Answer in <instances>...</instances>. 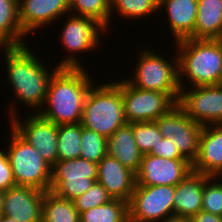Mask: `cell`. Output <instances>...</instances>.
Here are the masks:
<instances>
[{
    "instance_id": "obj_9",
    "label": "cell",
    "mask_w": 222,
    "mask_h": 222,
    "mask_svg": "<svg viewBox=\"0 0 222 222\" xmlns=\"http://www.w3.org/2000/svg\"><path fill=\"white\" fill-rule=\"evenodd\" d=\"M175 186L136 184L128 202V222H162L174 215Z\"/></svg>"
},
{
    "instance_id": "obj_22",
    "label": "cell",
    "mask_w": 222,
    "mask_h": 222,
    "mask_svg": "<svg viewBox=\"0 0 222 222\" xmlns=\"http://www.w3.org/2000/svg\"><path fill=\"white\" fill-rule=\"evenodd\" d=\"M191 39H222V0H198Z\"/></svg>"
},
{
    "instance_id": "obj_24",
    "label": "cell",
    "mask_w": 222,
    "mask_h": 222,
    "mask_svg": "<svg viewBox=\"0 0 222 222\" xmlns=\"http://www.w3.org/2000/svg\"><path fill=\"white\" fill-rule=\"evenodd\" d=\"M42 222H80L79 212L72 200L46 191L42 202Z\"/></svg>"
},
{
    "instance_id": "obj_3",
    "label": "cell",
    "mask_w": 222,
    "mask_h": 222,
    "mask_svg": "<svg viewBox=\"0 0 222 222\" xmlns=\"http://www.w3.org/2000/svg\"><path fill=\"white\" fill-rule=\"evenodd\" d=\"M175 44L180 88L219 84L222 76V39L188 38ZM185 79L189 83H183Z\"/></svg>"
},
{
    "instance_id": "obj_5",
    "label": "cell",
    "mask_w": 222,
    "mask_h": 222,
    "mask_svg": "<svg viewBox=\"0 0 222 222\" xmlns=\"http://www.w3.org/2000/svg\"><path fill=\"white\" fill-rule=\"evenodd\" d=\"M159 54L149 47L141 49L139 54L137 53L139 56L134 66V76L130 75L125 80L135 88L167 93L177 103L181 89L177 53L174 52V59L170 57L169 60Z\"/></svg>"
},
{
    "instance_id": "obj_32",
    "label": "cell",
    "mask_w": 222,
    "mask_h": 222,
    "mask_svg": "<svg viewBox=\"0 0 222 222\" xmlns=\"http://www.w3.org/2000/svg\"><path fill=\"white\" fill-rule=\"evenodd\" d=\"M202 211L222 216V181L213 176L204 183Z\"/></svg>"
},
{
    "instance_id": "obj_29",
    "label": "cell",
    "mask_w": 222,
    "mask_h": 222,
    "mask_svg": "<svg viewBox=\"0 0 222 222\" xmlns=\"http://www.w3.org/2000/svg\"><path fill=\"white\" fill-rule=\"evenodd\" d=\"M106 155L107 138L81 125L80 157L98 164Z\"/></svg>"
},
{
    "instance_id": "obj_37",
    "label": "cell",
    "mask_w": 222,
    "mask_h": 222,
    "mask_svg": "<svg viewBox=\"0 0 222 222\" xmlns=\"http://www.w3.org/2000/svg\"><path fill=\"white\" fill-rule=\"evenodd\" d=\"M3 200H4V192L0 190V217L3 213Z\"/></svg>"
},
{
    "instance_id": "obj_30",
    "label": "cell",
    "mask_w": 222,
    "mask_h": 222,
    "mask_svg": "<svg viewBox=\"0 0 222 222\" xmlns=\"http://www.w3.org/2000/svg\"><path fill=\"white\" fill-rule=\"evenodd\" d=\"M133 136L137 148L143 155L149 154L164 138L155 121L133 123Z\"/></svg>"
},
{
    "instance_id": "obj_12",
    "label": "cell",
    "mask_w": 222,
    "mask_h": 222,
    "mask_svg": "<svg viewBox=\"0 0 222 222\" xmlns=\"http://www.w3.org/2000/svg\"><path fill=\"white\" fill-rule=\"evenodd\" d=\"M164 138H172L181 156L191 164L198 155L199 137L203 126L194 122L176 104L155 121Z\"/></svg>"
},
{
    "instance_id": "obj_21",
    "label": "cell",
    "mask_w": 222,
    "mask_h": 222,
    "mask_svg": "<svg viewBox=\"0 0 222 222\" xmlns=\"http://www.w3.org/2000/svg\"><path fill=\"white\" fill-rule=\"evenodd\" d=\"M107 155L117 159L133 173H138L143 154L137 148L133 136V123L118 128L107 138Z\"/></svg>"
},
{
    "instance_id": "obj_34",
    "label": "cell",
    "mask_w": 222,
    "mask_h": 222,
    "mask_svg": "<svg viewBox=\"0 0 222 222\" xmlns=\"http://www.w3.org/2000/svg\"><path fill=\"white\" fill-rule=\"evenodd\" d=\"M150 155L168 158V159H184L179 153L177 146L172 141V138H163L157 146H154Z\"/></svg>"
},
{
    "instance_id": "obj_14",
    "label": "cell",
    "mask_w": 222,
    "mask_h": 222,
    "mask_svg": "<svg viewBox=\"0 0 222 222\" xmlns=\"http://www.w3.org/2000/svg\"><path fill=\"white\" fill-rule=\"evenodd\" d=\"M192 171V164L186 159H168L144 154L136 174V184L176 186Z\"/></svg>"
},
{
    "instance_id": "obj_1",
    "label": "cell",
    "mask_w": 222,
    "mask_h": 222,
    "mask_svg": "<svg viewBox=\"0 0 222 222\" xmlns=\"http://www.w3.org/2000/svg\"><path fill=\"white\" fill-rule=\"evenodd\" d=\"M3 49L7 84L12 88L15 100L38 113L46 99L49 81L60 67L45 66L27 44Z\"/></svg>"
},
{
    "instance_id": "obj_31",
    "label": "cell",
    "mask_w": 222,
    "mask_h": 222,
    "mask_svg": "<svg viewBox=\"0 0 222 222\" xmlns=\"http://www.w3.org/2000/svg\"><path fill=\"white\" fill-rule=\"evenodd\" d=\"M113 200L107 190L97 181L84 194L73 199L77 211L80 213L90 210L91 208L106 204Z\"/></svg>"
},
{
    "instance_id": "obj_39",
    "label": "cell",
    "mask_w": 222,
    "mask_h": 222,
    "mask_svg": "<svg viewBox=\"0 0 222 222\" xmlns=\"http://www.w3.org/2000/svg\"><path fill=\"white\" fill-rule=\"evenodd\" d=\"M217 180H222V168L213 176Z\"/></svg>"
},
{
    "instance_id": "obj_10",
    "label": "cell",
    "mask_w": 222,
    "mask_h": 222,
    "mask_svg": "<svg viewBox=\"0 0 222 222\" xmlns=\"http://www.w3.org/2000/svg\"><path fill=\"white\" fill-rule=\"evenodd\" d=\"M17 104H9L10 126L52 167L58 160L57 142L58 125L43 118L38 113H32L26 118H21L16 111ZM25 119L24 121H21Z\"/></svg>"
},
{
    "instance_id": "obj_13",
    "label": "cell",
    "mask_w": 222,
    "mask_h": 222,
    "mask_svg": "<svg viewBox=\"0 0 222 222\" xmlns=\"http://www.w3.org/2000/svg\"><path fill=\"white\" fill-rule=\"evenodd\" d=\"M177 104L202 126L222 123V87L219 85L181 88Z\"/></svg>"
},
{
    "instance_id": "obj_16",
    "label": "cell",
    "mask_w": 222,
    "mask_h": 222,
    "mask_svg": "<svg viewBox=\"0 0 222 222\" xmlns=\"http://www.w3.org/2000/svg\"><path fill=\"white\" fill-rule=\"evenodd\" d=\"M44 191L29 186H14L4 192L3 213L16 222H42Z\"/></svg>"
},
{
    "instance_id": "obj_35",
    "label": "cell",
    "mask_w": 222,
    "mask_h": 222,
    "mask_svg": "<svg viewBox=\"0 0 222 222\" xmlns=\"http://www.w3.org/2000/svg\"><path fill=\"white\" fill-rule=\"evenodd\" d=\"M192 222H222V216L208 213L205 211H199L197 214L191 217Z\"/></svg>"
},
{
    "instance_id": "obj_26",
    "label": "cell",
    "mask_w": 222,
    "mask_h": 222,
    "mask_svg": "<svg viewBox=\"0 0 222 222\" xmlns=\"http://www.w3.org/2000/svg\"><path fill=\"white\" fill-rule=\"evenodd\" d=\"M114 12L122 18L133 21L145 16L149 18L153 13L161 11H159V0H110V23L114 18Z\"/></svg>"
},
{
    "instance_id": "obj_19",
    "label": "cell",
    "mask_w": 222,
    "mask_h": 222,
    "mask_svg": "<svg viewBox=\"0 0 222 222\" xmlns=\"http://www.w3.org/2000/svg\"><path fill=\"white\" fill-rule=\"evenodd\" d=\"M198 0H159V11H164L167 25L175 42L188 39L194 33ZM165 8V10H164Z\"/></svg>"
},
{
    "instance_id": "obj_23",
    "label": "cell",
    "mask_w": 222,
    "mask_h": 222,
    "mask_svg": "<svg viewBox=\"0 0 222 222\" xmlns=\"http://www.w3.org/2000/svg\"><path fill=\"white\" fill-rule=\"evenodd\" d=\"M19 22L18 0H0V49L27 44Z\"/></svg>"
},
{
    "instance_id": "obj_38",
    "label": "cell",
    "mask_w": 222,
    "mask_h": 222,
    "mask_svg": "<svg viewBox=\"0 0 222 222\" xmlns=\"http://www.w3.org/2000/svg\"><path fill=\"white\" fill-rule=\"evenodd\" d=\"M0 222H16V221L12 218L7 217V216H1Z\"/></svg>"
},
{
    "instance_id": "obj_2",
    "label": "cell",
    "mask_w": 222,
    "mask_h": 222,
    "mask_svg": "<svg viewBox=\"0 0 222 222\" xmlns=\"http://www.w3.org/2000/svg\"><path fill=\"white\" fill-rule=\"evenodd\" d=\"M86 70L85 67L59 68L49 81L38 114L56 125L81 123L85 98L94 85Z\"/></svg>"
},
{
    "instance_id": "obj_25",
    "label": "cell",
    "mask_w": 222,
    "mask_h": 222,
    "mask_svg": "<svg viewBox=\"0 0 222 222\" xmlns=\"http://www.w3.org/2000/svg\"><path fill=\"white\" fill-rule=\"evenodd\" d=\"M80 222H128V203L120 199L79 214Z\"/></svg>"
},
{
    "instance_id": "obj_4",
    "label": "cell",
    "mask_w": 222,
    "mask_h": 222,
    "mask_svg": "<svg viewBox=\"0 0 222 222\" xmlns=\"http://www.w3.org/2000/svg\"><path fill=\"white\" fill-rule=\"evenodd\" d=\"M94 84L84 101L81 125L109 138L127 124L121 92V80ZM94 86V87H93Z\"/></svg>"
},
{
    "instance_id": "obj_7",
    "label": "cell",
    "mask_w": 222,
    "mask_h": 222,
    "mask_svg": "<svg viewBox=\"0 0 222 222\" xmlns=\"http://www.w3.org/2000/svg\"><path fill=\"white\" fill-rule=\"evenodd\" d=\"M66 16H68L67 20L60 31V43L68 56L63 57V61L61 59L58 66L60 68H84V65L81 64L83 62H80V58L77 56L82 55L81 52L94 51V48L100 46L101 33L104 35L107 29L90 17L70 13Z\"/></svg>"
},
{
    "instance_id": "obj_28",
    "label": "cell",
    "mask_w": 222,
    "mask_h": 222,
    "mask_svg": "<svg viewBox=\"0 0 222 222\" xmlns=\"http://www.w3.org/2000/svg\"><path fill=\"white\" fill-rule=\"evenodd\" d=\"M73 12V13H72ZM69 13L90 17L110 30V0H70Z\"/></svg>"
},
{
    "instance_id": "obj_8",
    "label": "cell",
    "mask_w": 222,
    "mask_h": 222,
    "mask_svg": "<svg viewBox=\"0 0 222 222\" xmlns=\"http://www.w3.org/2000/svg\"><path fill=\"white\" fill-rule=\"evenodd\" d=\"M97 180V163L84 158L58 160L51 168L49 191L73 200L87 192Z\"/></svg>"
},
{
    "instance_id": "obj_17",
    "label": "cell",
    "mask_w": 222,
    "mask_h": 222,
    "mask_svg": "<svg viewBox=\"0 0 222 222\" xmlns=\"http://www.w3.org/2000/svg\"><path fill=\"white\" fill-rule=\"evenodd\" d=\"M97 182L113 199L130 201L136 186V174L123 166L117 159L104 156L97 164Z\"/></svg>"
},
{
    "instance_id": "obj_33",
    "label": "cell",
    "mask_w": 222,
    "mask_h": 222,
    "mask_svg": "<svg viewBox=\"0 0 222 222\" xmlns=\"http://www.w3.org/2000/svg\"><path fill=\"white\" fill-rule=\"evenodd\" d=\"M14 186L16 183L8 154L6 150L0 149V190L5 192Z\"/></svg>"
},
{
    "instance_id": "obj_36",
    "label": "cell",
    "mask_w": 222,
    "mask_h": 222,
    "mask_svg": "<svg viewBox=\"0 0 222 222\" xmlns=\"http://www.w3.org/2000/svg\"><path fill=\"white\" fill-rule=\"evenodd\" d=\"M162 222H192V221H191V218L173 215V216L166 218Z\"/></svg>"
},
{
    "instance_id": "obj_20",
    "label": "cell",
    "mask_w": 222,
    "mask_h": 222,
    "mask_svg": "<svg viewBox=\"0 0 222 222\" xmlns=\"http://www.w3.org/2000/svg\"><path fill=\"white\" fill-rule=\"evenodd\" d=\"M206 174L192 171L175 186L174 215L191 218L202 211L204 183L210 178Z\"/></svg>"
},
{
    "instance_id": "obj_15",
    "label": "cell",
    "mask_w": 222,
    "mask_h": 222,
    "mask_svg": "<svg viewBox=\"0 0 222 222\" xmlns=\"http://www.w3.org/2000/svg\"><path fill=\"white\" fill-rule=\"evenodd\" d=\"M70 0H18L19 22L26 35L35 34L36 29L66 18ZM43 26V27H42Z\"/></svg>"
},
{
    "instance_id": "obj_18",
    "label": "cell",
    "mask_w": 222,
    "mask_h": 222,
    "mask_svg": "<svg viewBox=\"0 0 222 222\" xmlns=\"http://www.w3.org/2000/svg\"><path fill=\"white\" fill-rule=\"evenodd\" d=\"M222 168V123L203 126L192 170L214 176Z\"/></svg>"
},
{
    "instance_id": "obj_11",
    "label": "cell",
    "mask_w": 222,
    "mask_h": 222,
    "mask_svg": "<svg viewBox=\"0 0 222 222\" xmlns=\"http://www.w3.org/2000/svg\"><path fill=\"white\" fill-rule=\"evenodd\" d=\"M122 78L121 92L127 123L156 121L177 104L167 93L135 88Z\"/></svg>"
},
{
    "instance_id": "obj_6",
    "label": "cell",
    "mask_w": 222,
    "mask_h": 222,
    "mask_svg": "<svg viewBox=\"0 0 222 222\" xmlns=\"http://www.w3.org/2000/svg\"><path fill=\"white\" fill-rule=\"evenodd\" d=\"M10 142L6 152L17 186L49 191L51 166L39 152L10 126Z\"/></svg>"
},
{
    "instance_id": "obj_27",
    "label": "cell",
    "mask_w": 222,
    "mask_h": 222,
    "mask_svg": "<svg viewBox=\"0 0 222 222\" xmlns=\"http://www.w3.org/2000/svg\"><path fill=\"white\" fill-rule=\"evenodd\" d=\"M59 160L76 159L81 154V123L58 125Z\"/></svg>"
},
{
    "instance_id": "obj_40",
    "label": "cell",
    "mask_w": 222,
    "mask_h": 222,
    "mask_svg": "<svg viewBox=\"0 0 222 222\" xmlns=\"http://www.w3.org/2000/svg\"><path fill=\"white\" fill-rule=\"evenodd\" d=\"M218 85L222 87V76Z\"/></svg>"
}]
</instances>
